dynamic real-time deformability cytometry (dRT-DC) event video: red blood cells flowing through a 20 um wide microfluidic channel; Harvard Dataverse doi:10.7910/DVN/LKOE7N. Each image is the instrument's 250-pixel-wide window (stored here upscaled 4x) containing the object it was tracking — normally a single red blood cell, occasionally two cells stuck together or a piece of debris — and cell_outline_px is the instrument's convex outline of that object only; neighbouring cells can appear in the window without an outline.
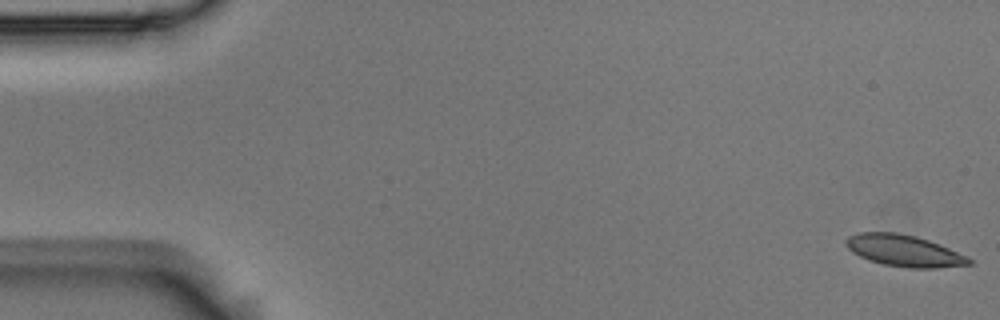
{"species": "Egyptian fruit bat (a non-hibernating species)", "species_latin": "Rousettus aegyptiacus", "temperature_condition": "room temperature", "stored_images_in_passage": 16, "camera_frame_rate_fps": 3000, "um_per_image_px": 0.085, "animal": {"sex": "male"}, "frame": {"image": 1, "passage_image": 1, "time_ms": 0.0, "image_size_px": [1000, 320], "cell_outline_px": [[972, 264], [936, 268], [908, 268], [884, 264], [868, 260], [852, 252], [844, 244], [844, 240], [848, 236], [856, 232], [896, 232], [916, 236], [928, 240], [968, 256], [972, 260]], "centroid_in_image_um": [76.81, 21.3], "position_along_channel_um": 8.2, "area_um2": 22.72}}
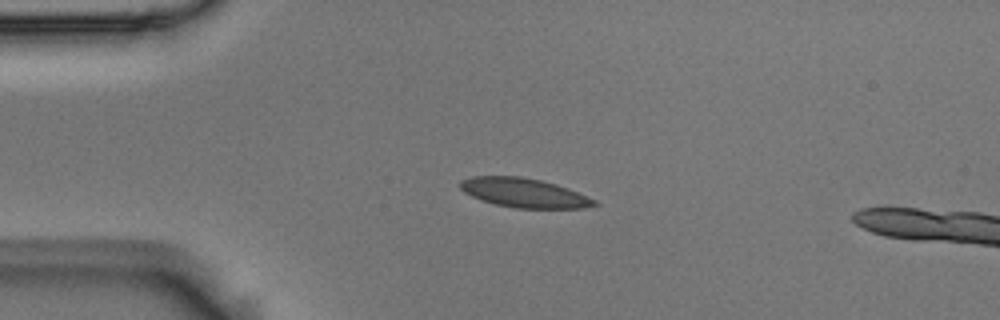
{"frame": {"image": 2, "passage_image": 13, "time_ms": 4.0, "image_size_px": [1000, 320], "cell_outline_px": [[600, 204], [584, 208], [516, 208], [496, 204], [472, 196], [464, 192], [460, 188], [460, 180], [472, 176], [520, 176], [540, 180], [556, 184], [568, 188], [596, 200]], "centroid_in_image_um": [44.56, 16.38], "position_along_channel_um": 40.4, "area_um2": 22.72}}